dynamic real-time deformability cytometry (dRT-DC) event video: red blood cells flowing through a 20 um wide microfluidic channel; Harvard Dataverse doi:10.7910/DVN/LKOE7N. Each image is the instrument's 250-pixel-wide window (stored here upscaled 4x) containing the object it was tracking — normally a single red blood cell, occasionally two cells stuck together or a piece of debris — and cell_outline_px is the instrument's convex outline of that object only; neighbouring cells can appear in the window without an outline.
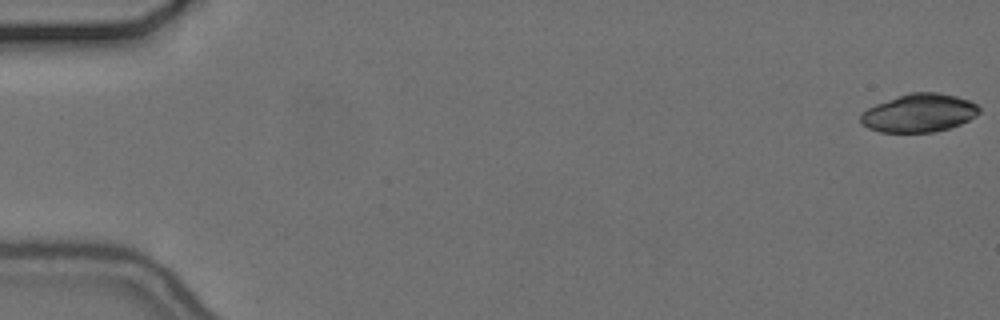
{"species": "common noctule bat (a hibernating species)", "species_latin": "Nyctalus noctula", "temperature_condition": "cold", "stored_images_in_passage": 56, "camera_frame_rate_fps": 3000, "um_per_image_px": 0.085, "animal": {"sex": "female", "body_mass_g": 24.6, "forearm_length_mm": 56.2}, "frame": {"image": 1, "passage_image": 1, "time_ms": 0.0, "image_size_px": [1000, 320], "cell_outline_px": [[980, 112], [976, 116], [960, 124], [948, 128], [932, 132], [880, 132], [868, 128], [860, 124], [860, 112], [876, 104], [912, 92], [936, 92], [956, 96], [968, 100], [976, 104], [980, 108]], "centroid_in_image_um": [78.1, 9.61], "position_along_channel_um": 6.9, "area_um2": 26.3}}
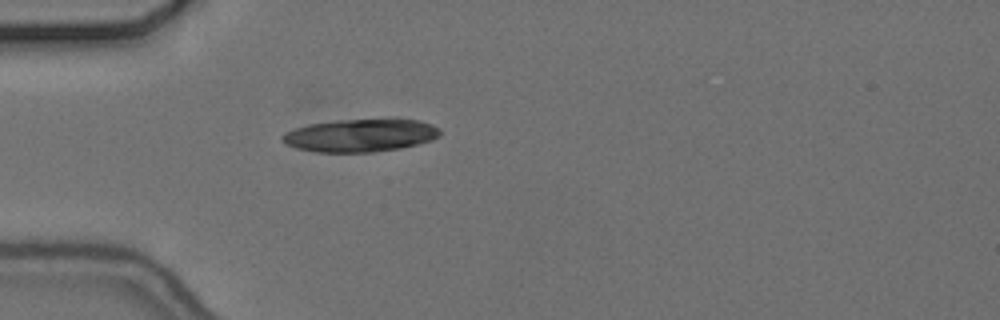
{"frame": {"image": 2, "passage_image": 17, "time_ms": 5.333, "image_size_px": [1000, 320], "cell_outline_px": [[440, 136], [432, 140], [400, 148], [376, 152], [316, 152], [296, 148], [280, 140], [280, 136], [284, 132], [308, 124], [336, 120], [396, 116], [420, 120], [432, 124], [440, 128]], "centroid_in_image_um": [30.69, 11.46], "position_along_channel_um": 54.3, "area_um2": 31.27}}